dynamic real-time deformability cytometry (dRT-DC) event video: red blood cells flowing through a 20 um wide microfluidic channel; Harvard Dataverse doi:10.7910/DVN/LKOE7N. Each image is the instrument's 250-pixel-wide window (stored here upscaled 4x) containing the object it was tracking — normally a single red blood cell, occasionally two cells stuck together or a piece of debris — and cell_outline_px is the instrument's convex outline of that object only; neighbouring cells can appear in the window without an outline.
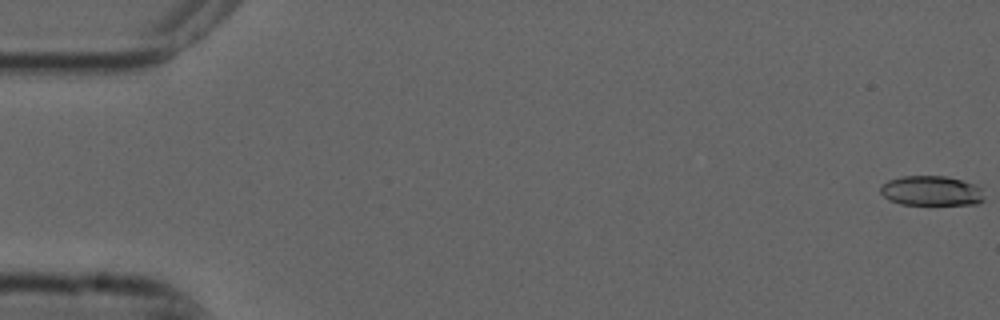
{"species": "common noctule bat (a hibernating species)", "species_latin": "Nyctalus noctula", "temperature_condition": "cold", "stored_images_in_passage": 5, "camera_frame_rate_fps": 3000, "um_per_image_px": 0.085, "animal": {"sex": "male", "forearm_length_mm": 52.5}, "frame": {"image": 1, "passage_image": 1, "time_ms": 0.0, "image_size_px": [1000, 320], "cell_outline_px": [[984, 200], [976, 204], [900, 204], [888, 200], [880, 192], [880, 188], [888, 180], [900, 176], [944, 176], [960, 180], [984, 188]], "centroid_in_image_um": [79.17, 16.22], "position_along_channel_um": 5.8, "area_um2": 18.03}}
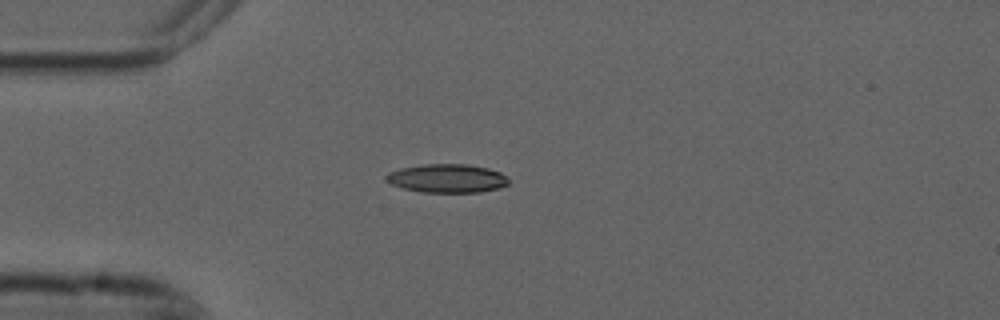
{"frame": {"image": 2, "passage_image": 5, "time_ms": 1.333, "image_size_px": [1000, 320], "cell_outline_px": [[508, 184], [500, 188], [480, 192], [424, 192], [404, 188], [392, 184], [384, 180], [384, 176], [388, 172], [400, 168], [424, 164], [464, 164], [488, 168], [500, 172], [508, 176]], "centroid_in_image_um": [38.0, 15.15], "position_along_channel_um": 47.0, "area_um2": 20.46}}